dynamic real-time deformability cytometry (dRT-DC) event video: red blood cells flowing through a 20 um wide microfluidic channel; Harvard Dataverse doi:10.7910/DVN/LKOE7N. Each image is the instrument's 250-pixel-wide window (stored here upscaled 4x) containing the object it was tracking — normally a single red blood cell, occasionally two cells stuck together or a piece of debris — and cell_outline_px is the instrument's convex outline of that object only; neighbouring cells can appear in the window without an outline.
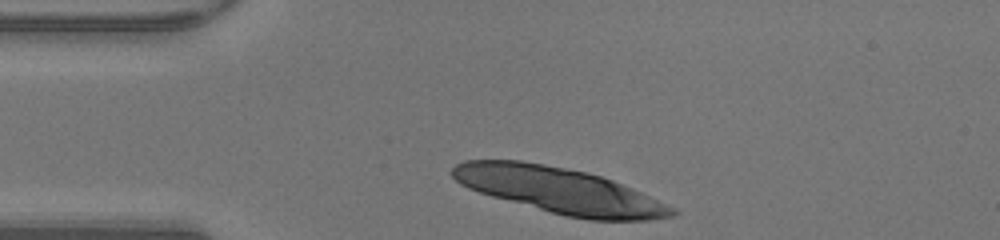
{"species": "human", "species_latin": "Homo sapiens", "temperature_condition": "warm", "stored_images_in_passage": 29, "camera_frame_rate_fps": 3000, "um_per_image_px": 0.085, "donor": {"sex": "male"}, "frame": {"image": 1, "passage_image": 1, "time_ms": 0.0, "image_size_px": [1000, 240], "cell_outline_px": [[680, 212], [676, 216], [652, 220], [588, 220], [568, 216], [552, 212], [492, 196], [468, 188], [460, 184], [452, 176], [452, 168], [456, 164], [464, 160], [520, 160], [544, 164], [584, 172], [600, 176], [612, 180], [632, 188], [676, 208]], "centroid_in_image_um": [47.6, 16.19], "position_along_channel_um": 37.4, "area_um2": 58.15}}
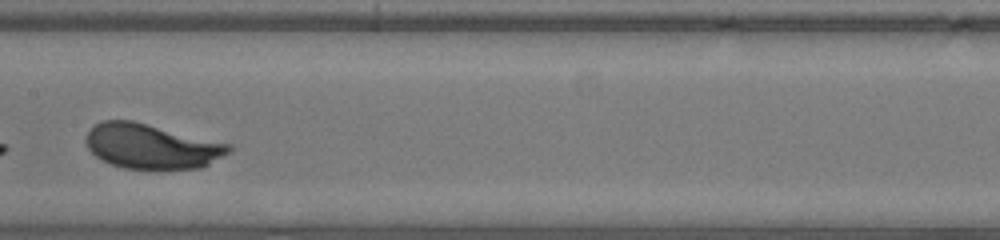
{"frame": {"image": 2, "passage_image": 15, "time_ms": 4.667, "image_size_px": [1000, 240], "cell_outline_px": [[232, 152], [204, 168], [124, 168], [100, 160], [88, 148], [84, 140], [88, 132], [96, 124], [104, 120], [132, 120], [232, 144]], "centroid_in_image_um": [12.92, 12.43], "position_along_channel_um": 194.5, "area_um2": 37.4}}
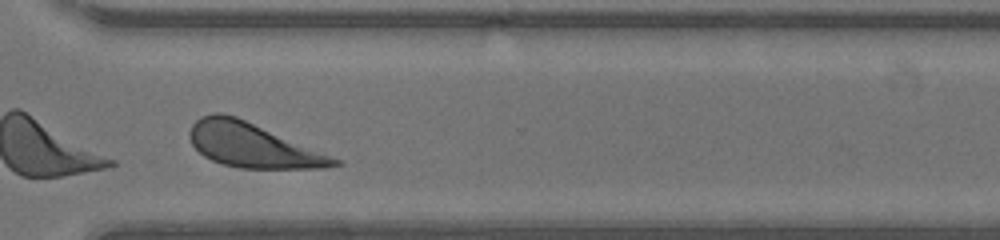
{"frame": {"image": 3, "passage_image": 26, "time_ms": 8.333, "image_size_px": [1000, 240], "cell_outline_px": [[344, 164], [324, 168], [240, 168], [224, 164], [212, 160], [204, 156], [192, 144], [188, 136], [188, 132], [192, 124], [200, 116], [212, 112], [220, 112], [236, 116], [344, 160]], "centroid_in_image_um": [21.49, 12.33], "position_along_channel_um": 349.1, "area_um2": 37.51}, "authors_computed_cell_mechanics": {"area_um2": 36.992, "velocity_mm_per_s": 4.2243, "shape_relaxation_time_tau1_ms": 1.8925, "shape_relaxation_time_tau2_ms": null, "deformation_change_tau1": 0.1283, "deformation_change_tau2": null}}